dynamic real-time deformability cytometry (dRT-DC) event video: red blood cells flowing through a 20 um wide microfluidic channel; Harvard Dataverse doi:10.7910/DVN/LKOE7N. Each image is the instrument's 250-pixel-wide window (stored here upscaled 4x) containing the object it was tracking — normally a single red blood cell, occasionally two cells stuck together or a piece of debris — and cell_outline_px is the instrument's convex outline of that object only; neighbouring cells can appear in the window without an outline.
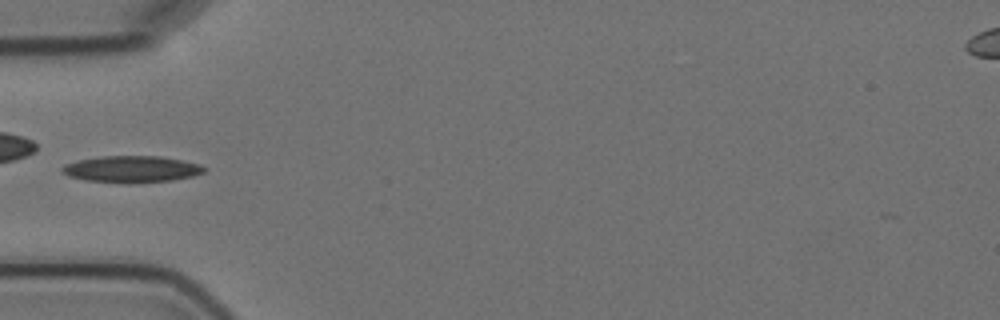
{"species": "Egyptian fruit bat (a non-hibernating species)", "species_latin": "Rousettus aegyptiacus", "temperature_condition": "cold", "stored_images_in_passage": 10, "camera_frame_rate_fps": 3000, "um_per_image_px": 0.085, "animal": {"sex": "female"}, "frame": {"image": 1, "passage_image": 5, "time_ms": 5.667, "image_size_px": [1000, 320], "cell_outline_px": [[208, 168], [204, 172], [192, 176], [172, 180], [84, 180], [68, 176], [60, 172], [60, 168], [64, 164], [76, 160], [100, 156], [160, 156], [200, 164]], "centroid_in_image_um": [11.15, 14.32], "position_along_channel_um": 73.9, "area_um2": 21.1}}
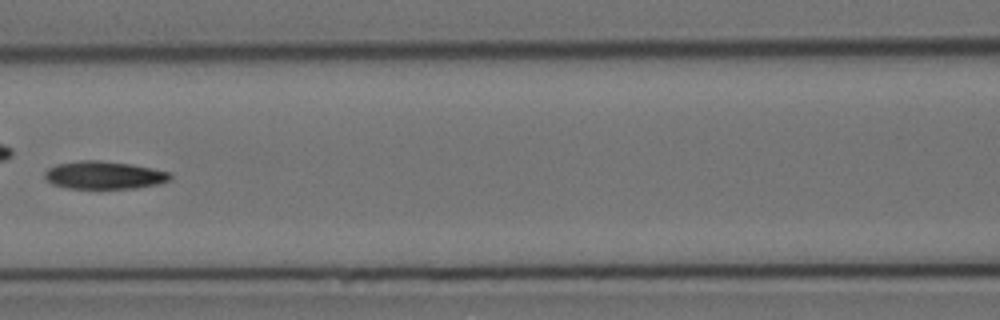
{"frame": {"image": 2, "passage_image": 7, "time_ms": 8.0, "image_size_px": [1000, 320], "cell_outline_px": [[172, 176], [168, 180], [160, 184], [136, 188], [68, 188], [52, 184], [44, 176], [44, 172], [48, 168], [56, 164], [80, 160], [100, 160], [132, 164], [172, 172]], "centroid_in_image_um": [8.86, 14.88], "position_along_channel_um": 157.7, "area_um2": 20.46}}
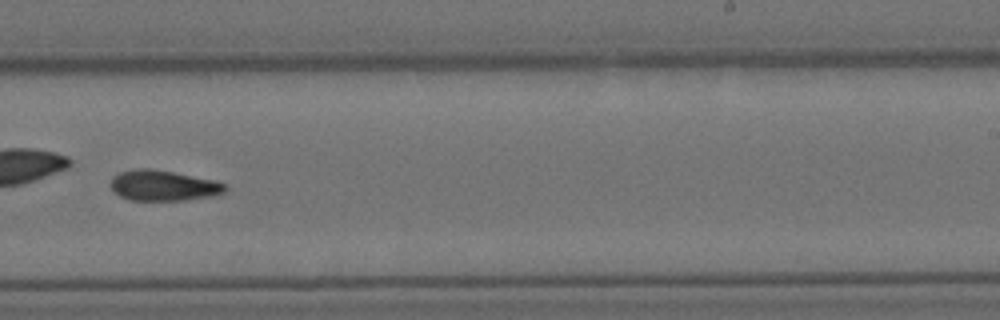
{"frame": {"image": 3, "passage_image": 10, "time_ms": 11.333, "image_size_px": [1000, 320], "cell_outline_px": [[228, 188], [224, 192], [212, 196], [184, 200], [128, 200], [120, 196], [108, 184], [112, 176], [120, 172], [136, 168], [152, 168], [212, 180], [224, 184]], "centroid_in_image_um": [13.82, 15.77], "position_along_channel_um": 275.2, "area_um2": 20.29}}